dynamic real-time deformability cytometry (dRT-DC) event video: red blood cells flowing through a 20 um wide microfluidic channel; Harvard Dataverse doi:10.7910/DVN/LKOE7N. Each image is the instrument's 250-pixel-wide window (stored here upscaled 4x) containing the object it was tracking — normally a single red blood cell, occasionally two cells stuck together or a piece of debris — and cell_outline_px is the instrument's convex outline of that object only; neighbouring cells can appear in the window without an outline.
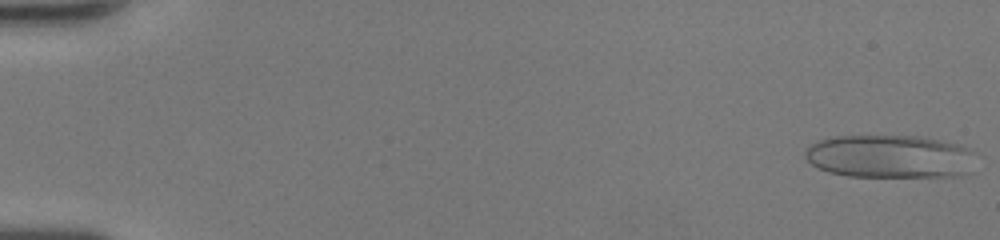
{"species": "human", "species_latin": "Homo sapiens", "temperature_condition": "room temperature", "stored_images_in_passage": 49, "camera_frame_rate_fps": 3000, "um_per_image_px": 0.085, "donor": {"sex": "female"}, "frame": {"image": 1, "passage_image": 1, "time_ms": 0.0, "image_size_px": [1000, 240], "cell_outline_px": [[972, 172], [956, 176], [848, 176], [828, 172], [812, 164], [804, 156], [804, 152], [812, 144], [820, 140], [832, 136], [924, 136], [960, 144], [968, 148], [972, 152]], "centroid_in_image_um": [75.65, 13.29], "position_along_channel_um": 9.3, "area_um2": 42.95}}
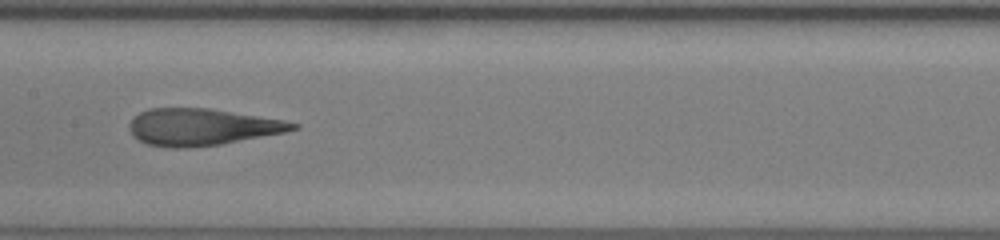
{"frame": {"image": 2, "passage_image": 26, "time_ms": 8.333, "image_size_px": [1000, 240], "cell_outline_px": [[300, 128], [288, 132], [220, 144], [188, 148], [168, 148], [148, 144], [132, 136], [128, 128], [128, 124], [140, 112], [148, 108], [212, 108], [284, 120], [300, 124]], "centroid_in_image_um": [17.18, 10.79], "position_along_channel_um": 190.2, "area_um2": 35.37}}
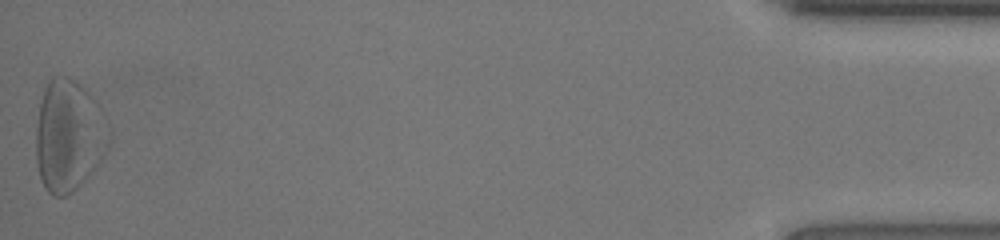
{"frame": {"image": 3, "passage_image": 49, "time_ms": 16.0, "image_size_px": [1000, 240], "cell_outline_px": [[112, 136], [108, 148], [92, 172], [68, 196], [52, 196], [44, 188], [40, 180], [36, 164], [36, 124], [40, 104], [44, 88], [48, 80], [52, 76], [68, 76], [76, 80], [96, 100], [112, 128]], "centroid_in_image_um": [5.86, 11.53], "position_along_channel_um": 429.3, "area_um2": 48.32}, "authors_computed_cell_mechanics": {"area_um2": 36.4718, "velocity_mm_per_s": 4.2961, "shape_relaxation_time_tau1_ms": 4.5585, "shape_relaxation_time_tau2_ms": 1.3744, "deformation_change_tau1": 0.214, "deformation_change_tau2": 0.1104}}